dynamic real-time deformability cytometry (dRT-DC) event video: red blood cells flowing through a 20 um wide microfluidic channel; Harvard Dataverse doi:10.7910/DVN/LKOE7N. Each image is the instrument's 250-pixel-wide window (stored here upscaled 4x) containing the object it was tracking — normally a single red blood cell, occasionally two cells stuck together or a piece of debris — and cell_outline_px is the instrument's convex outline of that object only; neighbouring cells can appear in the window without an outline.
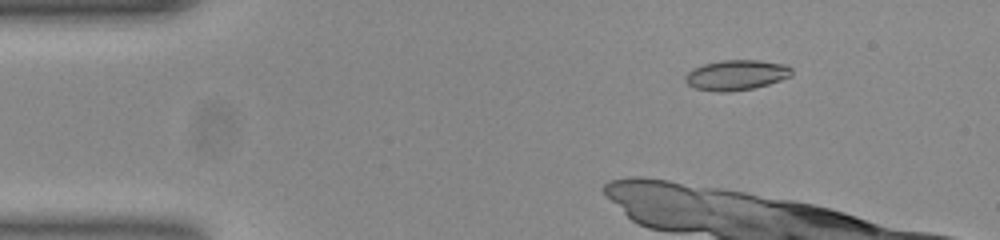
{"species": "common noctule bat (a hibernating species)", "species_latin": "Nyctalus noctula", "temperature_condition": "room temperature", "stored_images_in_passage": 25, "camera_frame_rate_fps": 3000, "um_per_image_px": 0.085, "animal": {"sex": "female", "body_mass_g": 23.0, "forearm_length_mm": 53.4}, "frame": {"image": 1, "passage_image": 8, "time_ms": 2.333, "image_size_px": [1000, 240], "cell_outline_px": [[792, 76], [768, 84], [752, 88], [724, 92], [720, 92], [696, 88], [688, 84], [684, 76], [688, 72], [704, 64], [724, 60], [756, 60], [784, 64], [792, 68]], "centroid_in_image_um": [62.61, 6.37], "position_along_channel_um": 22.4, "area_um2": 18.38}}